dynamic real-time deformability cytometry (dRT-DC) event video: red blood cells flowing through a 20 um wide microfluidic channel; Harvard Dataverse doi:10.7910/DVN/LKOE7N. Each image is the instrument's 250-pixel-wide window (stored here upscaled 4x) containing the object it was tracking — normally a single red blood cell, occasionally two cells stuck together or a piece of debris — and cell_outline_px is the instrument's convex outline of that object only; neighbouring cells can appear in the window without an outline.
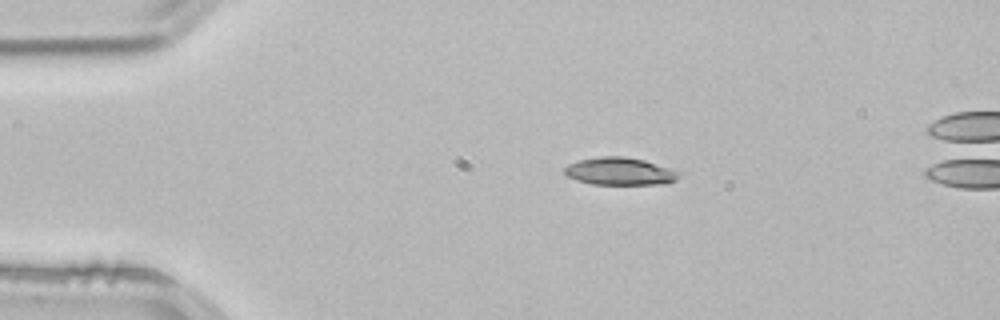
{"species": "common noctule bat (a hibernating species)", "species_latin": "Nyctalus noctula", "temperature_condition": "room temperature", "stored_images_in_passage": 3, "camera_frame_rate_fps": 3000, "um_per_image_px": 0.085, "animal": {"sex": "male", "body_mass_g": 21.5, "forearm_length_mm": 52.0}, "frame": {"image": 1, "passage_image": 1, "time_ms": 0.0, "image_size_px": [1000, 320], "cell_outline_px": [[684, 172], [676, 180], [664, 184], [592, 184], [576, 180], [568, 176], [564, 172], [564, 168], [568, 164], [576, 160], [600, 156], [624, 156], [644, 160]], "centroid_in_image_um": [52.71, 14.55], "position_along_channel_um": 32.3, "area_um2": 18.61}}